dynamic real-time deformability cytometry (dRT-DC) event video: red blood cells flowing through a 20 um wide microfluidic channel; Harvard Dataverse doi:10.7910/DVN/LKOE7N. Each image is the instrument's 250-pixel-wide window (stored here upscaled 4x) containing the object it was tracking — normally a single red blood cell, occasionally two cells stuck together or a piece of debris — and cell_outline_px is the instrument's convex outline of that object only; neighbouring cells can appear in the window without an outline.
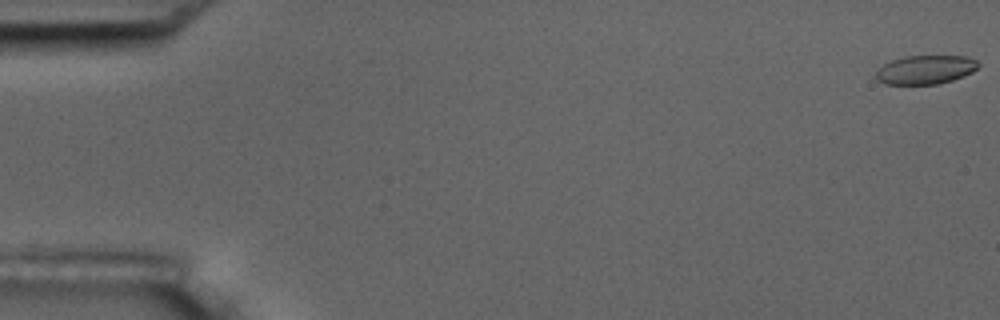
{"species": "common noctule bat (a hibernating species)", "species_latin": "Nyctalus noctula", "temperature_condition": "room temperature", "stored_images_in_passage": 5, "camera_frame_rate_fps": 3000, "um_per_image_px": 0.085, "animal": {"sex": "male", "body_mass_g": 17.5, "forearm_length_mm": 52.3}, "frame": {"image": 1, "passage_image": 1, "time_ms": 0.0, "image_size_px": [1000, 320], "cell_outline_px": [[980, 64], [972, 72], [964, 76], [952, 80], [936, 84], [884, 84], [876, 80], [876, 72], [884, 64], [892, 60], [904, 56], [968, 56], [976, 60]], "centroid_in_image_um": [78.67, 5.92], "position_along_channel_um": 6.3, "area_um2": 17.17}}